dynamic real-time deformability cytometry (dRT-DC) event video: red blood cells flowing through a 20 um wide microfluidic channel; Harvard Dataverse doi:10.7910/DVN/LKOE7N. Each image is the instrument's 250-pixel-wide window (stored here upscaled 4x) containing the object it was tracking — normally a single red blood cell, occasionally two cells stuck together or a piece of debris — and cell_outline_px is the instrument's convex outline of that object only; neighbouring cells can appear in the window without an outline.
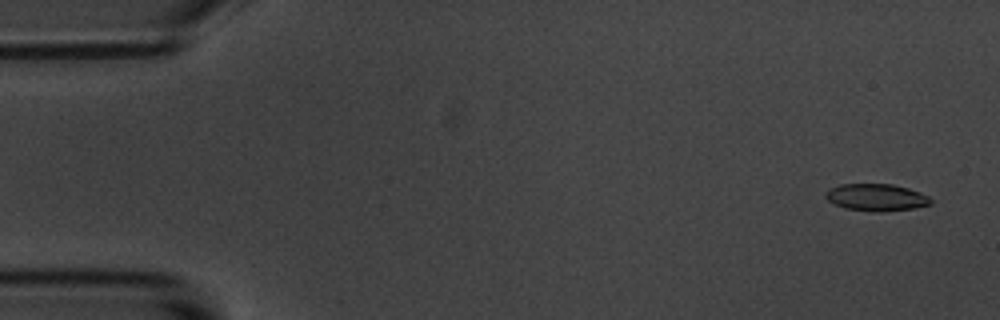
{"species": "common noctule bat (a hibernating species)", "species_latin": "Nyctalus noctula", "temperature_condition": "room temperature", "stored_images_in_passage": 5, "camera_frame_rate_fps": 3000, "um_per_image_px": 0.085, "animal": {"sex": "male", "body_mass_g": 20.1, "forearm_length_mm": 53.5}, "frame": {"image": 1, "passage_image": 1, "time_ms": 0.0, "image_size_px": [1000, 320], "cell_outline_px": [[932, 204], [912, 208], [880, 212], [872, 212], [844, 208], [828, 200], [824, 196], [824, 192], [828, 188], [840, 184], [892, 184], [908, 188], [920, 192], [928, 196], [932, 200]], "centroid_in_image_um": [74.46, 16.77], "position_along_channel_um": 10.5, "area_um2": 16.7}}
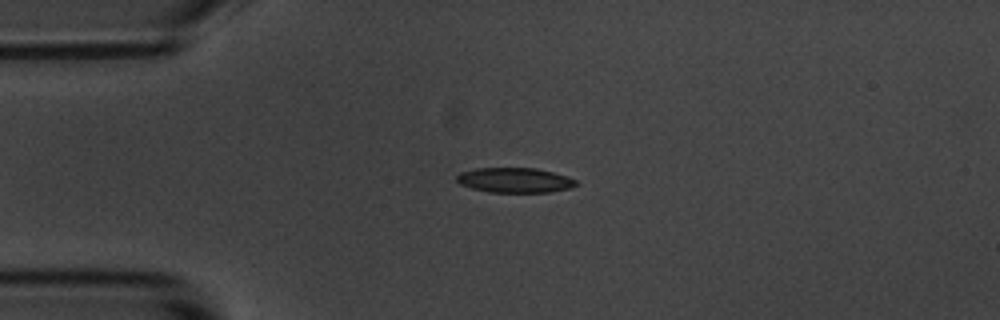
{"frame": {"image": 2, "passage_image": 4, "time_ms": 3.667, "image_size_px": [1000, 320], "cell_outline_px": [[576, 184], [572, 188], [548, 192], [488, 192], [472, 188], [460, 184], [456, 180], [456, 176], [460, 172], [476, 168], [536, 168], [568, 176], [576, 180]], "centroid_in_image_um": [43.74, 15.31], "position_along_channel_um": 41.3, "area_um2": 17.34}}